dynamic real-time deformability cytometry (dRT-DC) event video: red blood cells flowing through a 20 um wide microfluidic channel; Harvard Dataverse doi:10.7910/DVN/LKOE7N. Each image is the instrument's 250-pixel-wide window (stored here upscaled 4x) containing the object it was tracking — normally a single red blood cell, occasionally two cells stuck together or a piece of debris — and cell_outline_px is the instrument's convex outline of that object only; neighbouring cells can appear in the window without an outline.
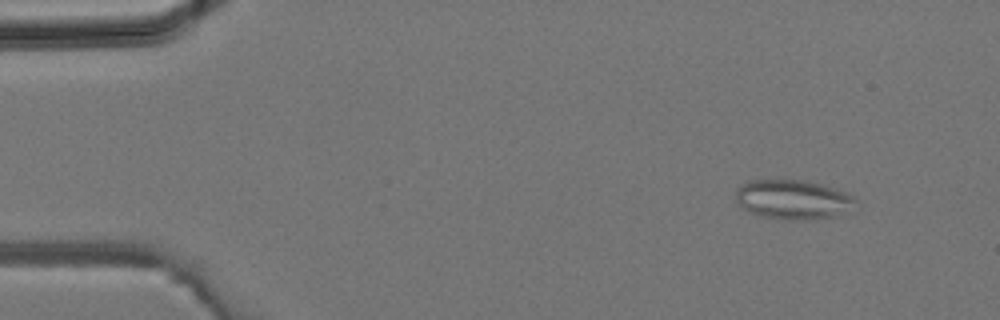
{"species": "common noctule bat (a hibernating species)", "species_latin": "Nyctalus noctula", "temperature_condition": "room temperature", "stored_images_in_passage": 3, "camera_frame_rate_fps": 3000, "um_per_image_px": 0.085, "animal": {"sex": "male", "body_mass_g": 19.2, "forearm_length_mm": 51.8}, "frame": {"image": 1, "passage_image": 1, "time_ms": 0.0, "image_size_px": [1000, 320], "cell_outline_px": [[860, 200], [836, 216], [812, 220], [784, 220], [760, 216], [748, 212], [736, 200], [736, 188], [740, 184], [748, 180], [804, 180], [836, 188]], "centroid_in_image_um": [67.37, 16.96], "position_along_channel_um": 17.6, "area_um2": 27.69}}
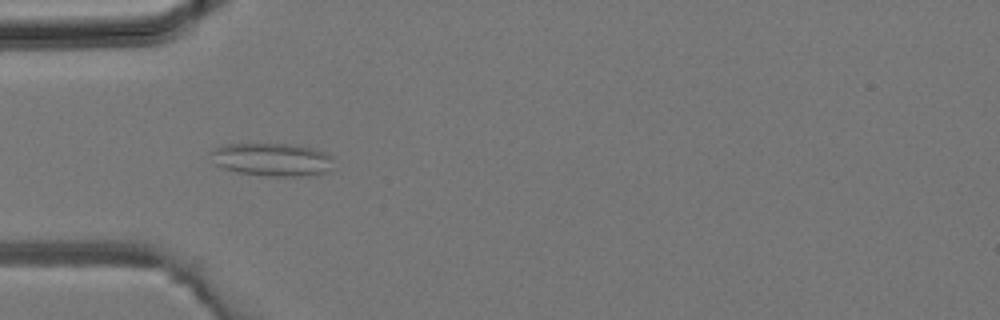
{"frame": {"image": 2, "passage_image": 3, "time_ms": 0.667, "image_size_px": [1000, 320], "cell_outline_px": [[332, 156], [324, 172], [308, 176], [276, 176], [236, 172], [224, 168], [216, 164], [208, 152], [212, 148], [224, 144], [288, 144], [316, 148]], "centroid_in_image_um": [23.04, 13.54], "position_along_channel_um": 62.0, "area_um2": 23.35}}